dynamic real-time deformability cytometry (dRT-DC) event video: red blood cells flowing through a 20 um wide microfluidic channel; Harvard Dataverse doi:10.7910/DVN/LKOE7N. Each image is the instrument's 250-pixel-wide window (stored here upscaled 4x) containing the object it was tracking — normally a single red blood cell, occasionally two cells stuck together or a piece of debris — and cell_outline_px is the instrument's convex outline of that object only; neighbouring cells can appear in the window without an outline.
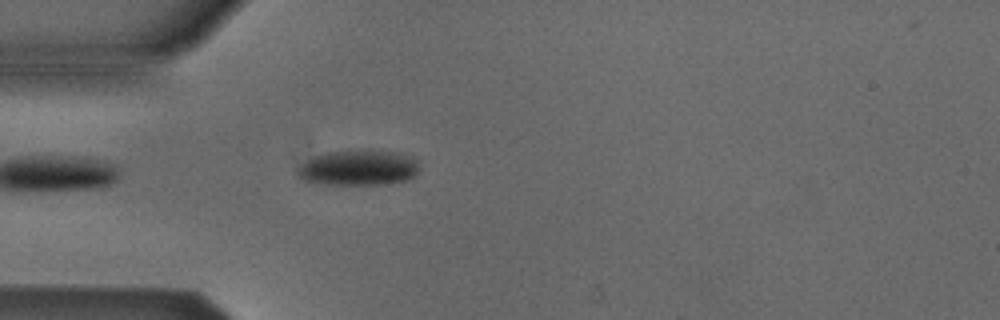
{"species": "Egyptian fruit bat (a non-hibernating species)", "species_latin": "Rousettus aegyptiacus", "temperature_condition": "cold", "stored_images_in_passage": 5, "camera_frame_rate_fps": 3000, "um_per_image_px": 0.085, "animal": {"sex": "male"}, "frame": {"image": 1, "passage_image": 5, "time_ms": 5.0, "image_size_px": [1000, 320], "cell_outline_px": [[420, 168], [408, 180], [384, 184], [320, 184], [300, 180], [296, 172], [296, 168], [300, 164], [312, 156], [324, 152], [348, 148], [372, 148], [400, 152], [412, 156], [416, 160]], "centroid_in_image_um": [30.42, 14.2], "position_along_channel_um": 54.6, "area_um2": 26.41}}